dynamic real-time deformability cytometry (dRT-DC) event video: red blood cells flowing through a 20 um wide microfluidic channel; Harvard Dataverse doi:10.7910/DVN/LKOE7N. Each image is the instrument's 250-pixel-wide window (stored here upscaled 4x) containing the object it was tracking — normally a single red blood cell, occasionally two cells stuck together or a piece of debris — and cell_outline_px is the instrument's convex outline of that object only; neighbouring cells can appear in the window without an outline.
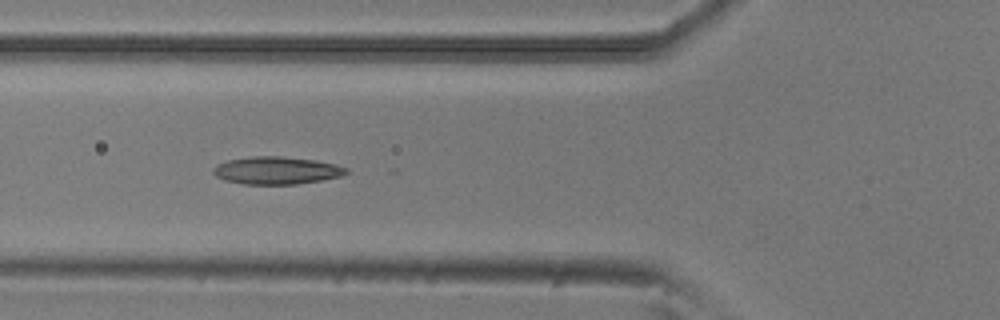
{"species": "common noctule bat (a hibernating species)", "species_latin": "Nyctalus noctula", "temperature_condition": "room temperature", "stored_images_in_passage": 6, "camera_frame_rate_fps": 3000, "um_per_image_px": 0.085, "animal": {"sex": "male", "body_mass_g": 20.5, "forearm_length_mm": 52.5}, "frame": {"image": 1, "passage_image": 4, "time_ms": 1.0, "image_size_px": [1000, 320], "cell_outline_px": [[348, 172], [340, 176], [320, 180], [296, 184], [244, 184], [224, 180], [216, 176], [212, 172], [212, 168], [216, 164], [228, 160], [252, 156], [280, 156], [316, 160], [336, 164], [348, 168]], "centroid_in_image_um": [23.48, 14.48], "position_along_channel_um": 102.3, "area_um2": 21.39}}
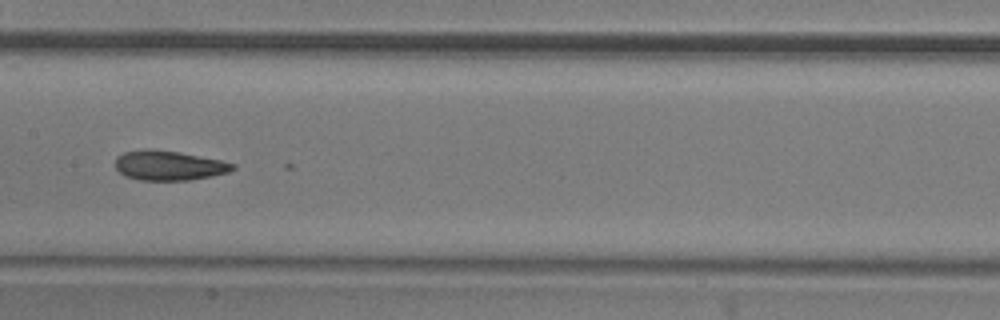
{"frame": {"image": 2, "passage_image": 6, "time_ms": 1.667, "image_size_px": [1000, 320], "cell_outline_px": [[236, 168], [228, 172], [212, 176], [188, 180], [140, 180], [124, 176], [116, 168], [116, 156], [124, 152], [144, 148], [152, 148], [180, 152], [220, 160], [236, 164]], "centroid_in_image_um": [14.34, 14.05], "position_along_channel_um": 193.1, "area_um2": 20.46}}